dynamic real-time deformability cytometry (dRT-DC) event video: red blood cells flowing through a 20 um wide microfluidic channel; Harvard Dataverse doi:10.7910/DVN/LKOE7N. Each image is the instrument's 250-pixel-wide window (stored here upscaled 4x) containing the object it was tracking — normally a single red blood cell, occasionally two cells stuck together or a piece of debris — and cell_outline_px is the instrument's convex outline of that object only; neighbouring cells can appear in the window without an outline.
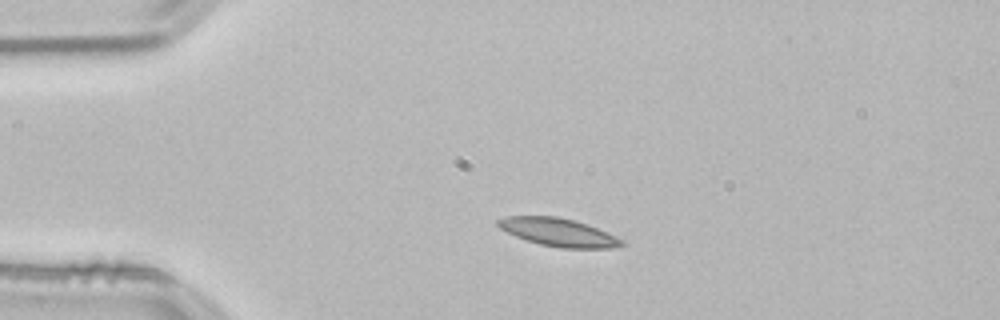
{"species": "common noctule bat (a hibernating species)", "species_latin": "Nyctalus noctula", "temperature_condition": "room temperature", "stored_images_in_passage": 51, "camera_frame_rate_fps": 3000, "um_per_image_px": 0.085, "animal": {"sex": "male", "body_mass_g": 21.5, "forearm_length_mm": 52.0}, "frame": {"image": 1, "passage_image": 9, "time_ms": 2.667, "image_size_px": [1000, 320], "cell_outline_px": [[624, 244], [608, 248], [560, 248], [540, 244], [516, 236], [500, 228], [496, 224], [496, 220], [508, 216], [556, 216], [572, 220], [596, 228], [624, 240]], "centroid_in_image_um": [47.43, 19.74], "position_along_channel_um": 37.6, "area_um2": 19.77}}
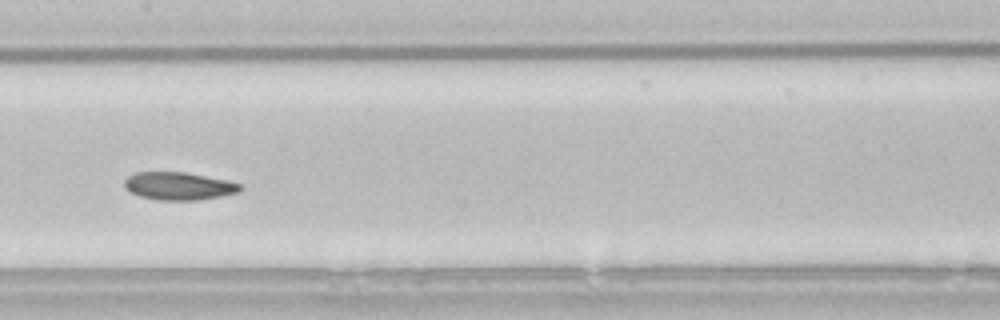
{"frame": {"image": 2, "passage_image": 24, "time_ms": 7.667, "image_size_px": [1000, 320], "cell_outline_px": [[244, 188], [240, 192], [200, 200], [160, 200], [140, 196], [124, 188], [124, 180], [128, 176], [136, 172], [184, 172], [228, 180], [240, 184]], "centroid_in_image_um": [15.21, 15.81], "position_along_channel_um": 192.2, "area_um2": 18.79}}
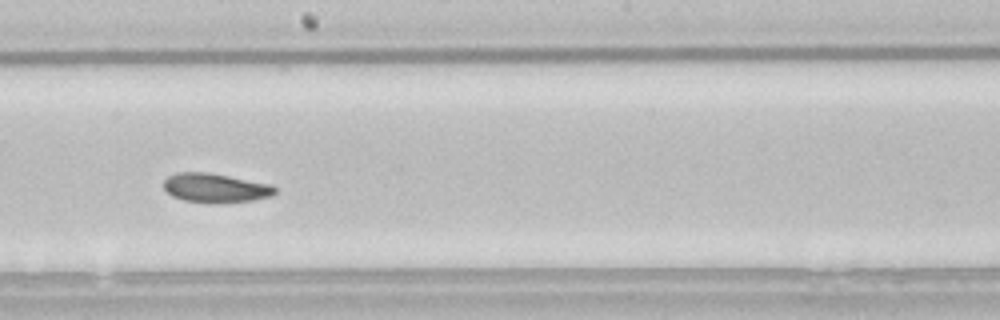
{"frame": {"image": 3, "passage_image": 27, "time_ms": 8.667, "image_size_px": [1000, 320], "cell_outline_px": [[276, 192], [272, 196], [252, 200], [220, 204], [212, 204], [184, 200], [172, 196], [164, 188], [164, 180], [168, 176], [176, 172], [208, 172], [272, 184], [276, 188]], "centroid_in_image_um": [18.32, 15.98], "position_along_channel_um": 229.9, "area_um2": 19.19}, "authors_computed_cell_mechanics": {"area_um2": 19.3052, "velocity_mm_per_s": 3.7698, "shape_relaxation_time_tau1_ms": 6.2412, "shape_relaxation_time_tau2_ms": 10.0684, "deformation_change_tau1": 0.1313, "deformation_change_tau2": 0.17}}